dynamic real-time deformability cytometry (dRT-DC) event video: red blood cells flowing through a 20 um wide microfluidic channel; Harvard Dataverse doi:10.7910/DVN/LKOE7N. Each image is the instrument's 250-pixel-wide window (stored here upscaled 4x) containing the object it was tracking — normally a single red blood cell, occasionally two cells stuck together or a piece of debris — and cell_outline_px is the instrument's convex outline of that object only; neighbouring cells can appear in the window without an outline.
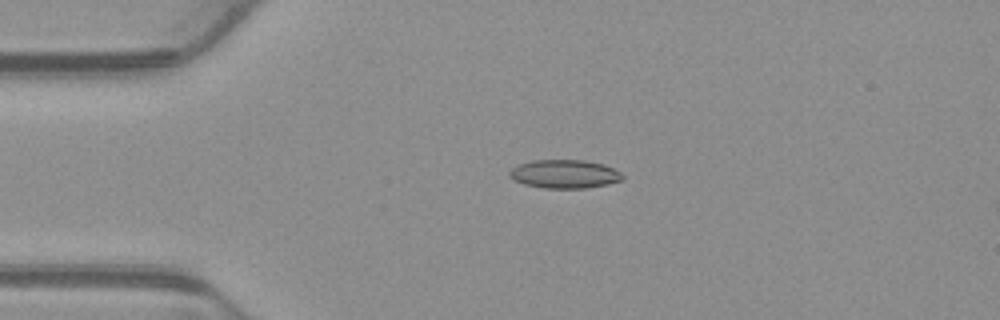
{"species": "common noctule bat (a hibernating species)", "species_latin": "Nyctalus noctula", "temperature_condition": "warm", "stored_images_in_passage": 43, "camera_frame_rate_fps": 3000, "um_per_image_px": 0.085, "animal": {"sex": "male", "body_mass_g": 23.1, "forearm_length_mm": 52.7}, "frame": {"image": 1, "passage_image": 2, "time_ms": 0.333, "image_size_px": [1000, 320], "cell_outline_px": [[624, 180], [584, 188], [544, 188], [524, 184], [512, 180], [508, 176], [508, 172], [512, 168], [520, 164], [532, 160], [584, 160], [604, 164], [620, 172], [624, 176]], "centroid_in_image_um": [47.95, 14.79], "position_along_channel_um": 37.0, "area_um2": 18.79}}
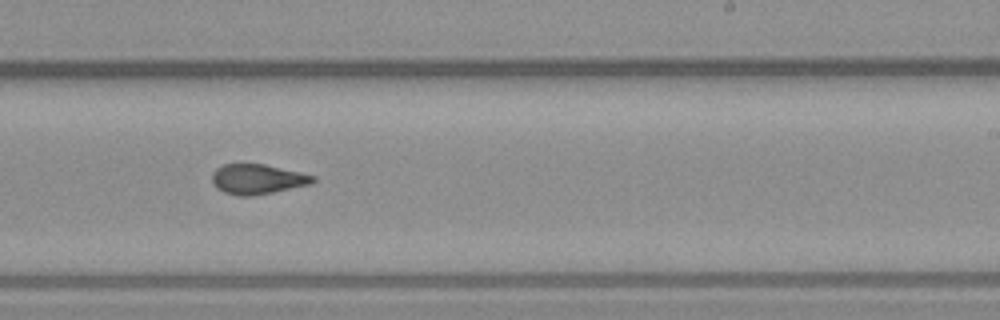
{"frame": {"image": 2, "passage_image": 22, "time_ms": 7.0, "image_size_px": [1000, 320], "cell_outline_px": [[316, 180], [312, 184], [252, 196], [240, 196], [224, 192], [216, 188], [212, 184], [212, 172], [216, 168], [224, 164], [264, 164], [300, 172], [316, 176]], "centroid_in_image_um": [21.87, 15.23], "position_along_channel_um": 267.1, "area_um2": 17.69}}
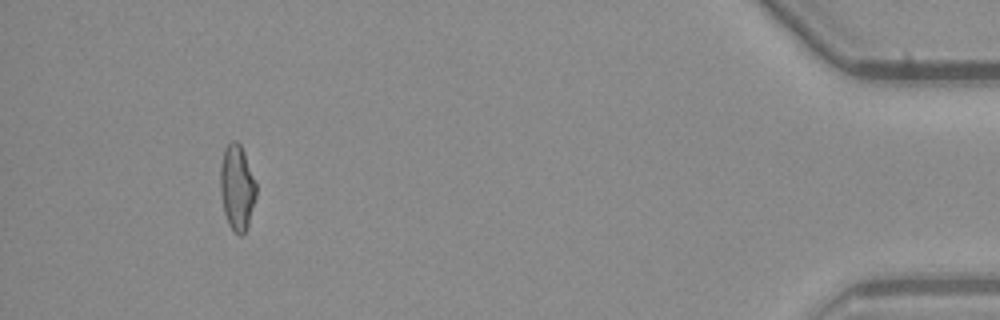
{"frame": {"image": 3, "passage_image": 39, "time_ms": 12.667, "image_size_px": [1000, 320], "cell_outline_px": [[256, 196], [248, 224], [244, 232], [240, 236], [232, 232], [228, 224], [224, 212], [220, 192], [220, 164], [224, 148], [232, 140], [236, 140], [240, 144], [244, 152], [256, 184]], "centroid_in_image_um": [20.12, 15.94], "position_along_channel_um": 415.1, "area_um2": 17.92}, "authors_computed_cell_mechanics": {"area_um2": 17.918, "velocity_mm_per_s": 3.9276, "shape_relaxation_time_tau1_ms": 10.8704, "shape_relaxation_time_tau2_ms": 2.0941, "deformation_change_tau1": 0.2494, "deformation_change_tau2": 0.1017}}